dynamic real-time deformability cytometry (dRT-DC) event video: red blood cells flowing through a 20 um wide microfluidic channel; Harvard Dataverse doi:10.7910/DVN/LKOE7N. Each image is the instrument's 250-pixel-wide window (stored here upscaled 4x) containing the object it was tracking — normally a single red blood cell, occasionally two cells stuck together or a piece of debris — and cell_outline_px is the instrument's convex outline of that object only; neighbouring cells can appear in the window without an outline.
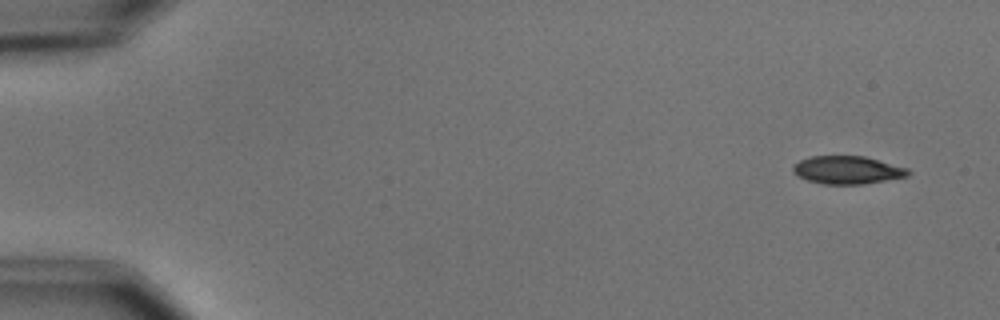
{"species": "common noctule bat (a hibernating species)", "species_latin": "Nyctalus noctula", "temperature_condition": "cold", "stored_images_in_passage": 6, "camera_frame_rate_fps": 3000, "um_per_image_px": 0.085, "animal": {"sex": "male", "body_mass_g": 15.6}, "frame": {"image": 1, "passage_image": 1, "time_ms": 0.0, "image_size_px": [1000, 320], "cell_outline_px": [[912, 172], [908, 176], [864, 184], [824, 184], [808, 180], [796, 176], [792, 172], [792, 168], [800, 160], [812, 156], [864, 156], [908, 168]], "centroid_in_image_um": [72.03, 14.45], "position_along_channel_um": 13.0, "area_um2": 18.73}}
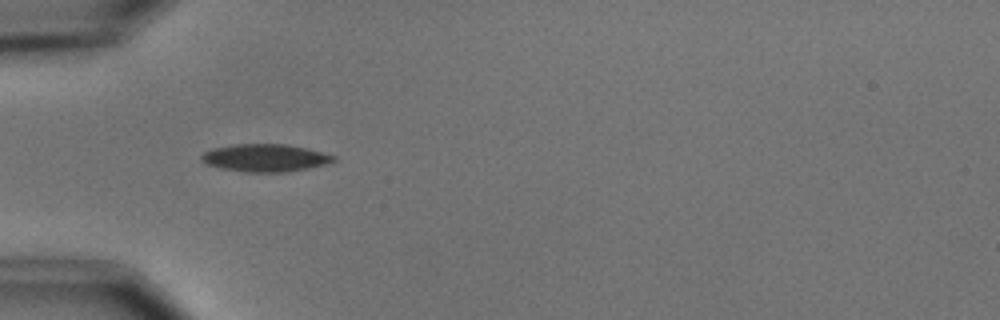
{"frame": {"image": 2, "passage_image": 5, "time_ms": 4.667, "image_size_px": [1000, 320], "cell_outline_px": [[336, 160], [324, 164], [308, 168], [288, 172], [244, 172], [220, 168], [204, 164], [200, 160], [200, 156], [204, 152], [212, 148], [236, 144], [288, 144], [336, 156]], "centroid_in_image_um": [22.47, 13.42], "position_along_channel_um": 62.5, "area_um2": 21.27}}
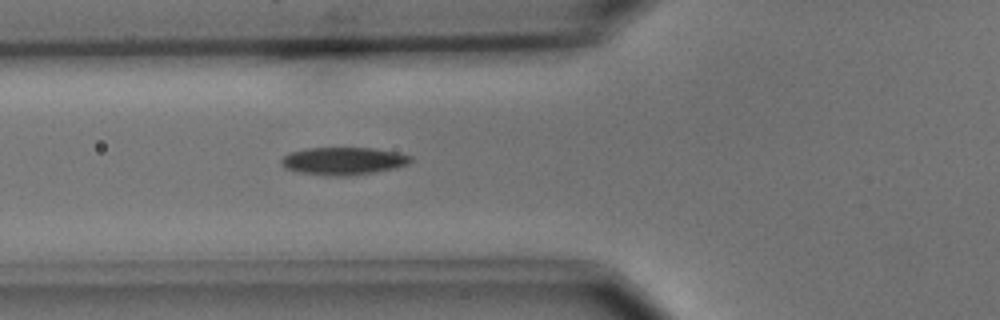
{"frame": {"image": 3, "passage_image": 6, "time_ms": 5.667, "image_size_px": [1000, 320], "cell_outline_px": [[412, 160], [408, 164], [396, 168], [348, 176], [336, 176], [300, 172], [284, 168], [280, 164], [280, 160], [284, 156], [292, 152], [308, 148], [372, 148], [396, 152], [412, 156]], "centroid_in_image_um": [29.19, 13.68], "position_along_channel_um": 96.6, "area_um2": 20.63}}